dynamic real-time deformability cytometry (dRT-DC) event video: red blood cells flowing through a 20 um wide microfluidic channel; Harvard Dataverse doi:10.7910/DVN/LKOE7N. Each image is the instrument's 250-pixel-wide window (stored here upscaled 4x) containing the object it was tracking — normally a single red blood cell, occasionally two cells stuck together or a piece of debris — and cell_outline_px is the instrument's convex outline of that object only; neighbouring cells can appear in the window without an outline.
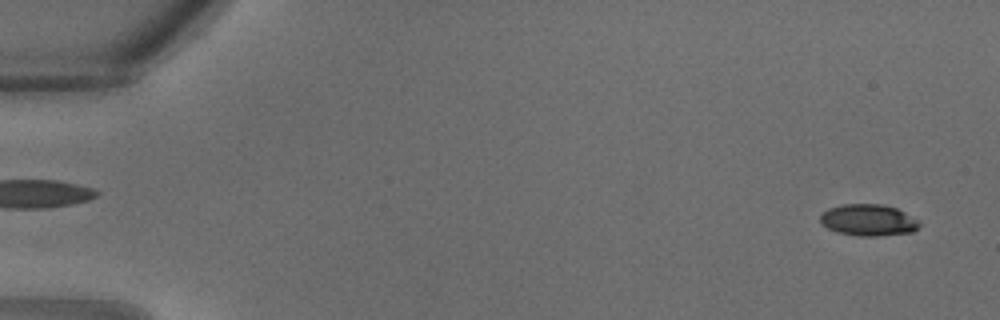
{"species": "common noctule bat (a hibernating species)", "species_latin": "Nyctalus noctula", "temperature_condition": "warm", "stored_images_in_passage": 32, "camera_frame_rate_fps": 3000, "um_per_image_px": 0.085, "animal": {"sex": "male", "body_mass_g": 18.8}, "frame": {"image": 1, "passage_image": 1, "time_ms": 0.0, "image_size_px": [1000, 320], "cell_outline_px": [[920, 224], [912, 232], [876, 236], [860, 236], [836, 232], [828, 228], [820, 220], [820, 216], [828, 208], [844, 204], [884, 204], [896, 208], [920, 220]], "centroid_in_image_um": [73.83, 18.7], "position_along_channel_um": 11.2, "area_um2": 18.15}}
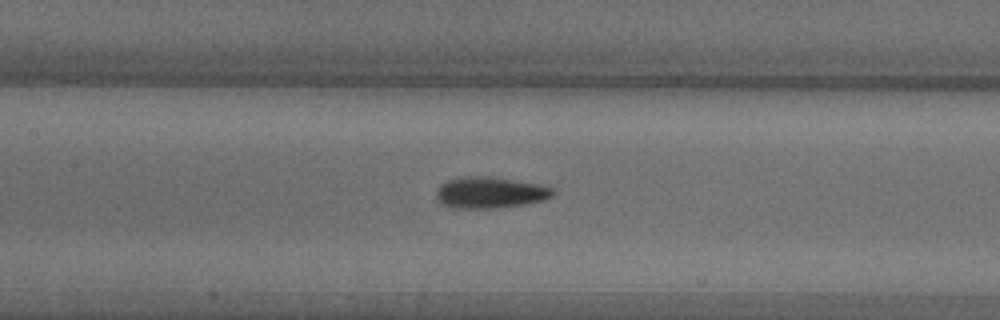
{"frame": {"image": 2, "passage_image": 15, "time_ms": 4.667, "image_size_px": [1000, 320], "cell_outline_px": [[552, 196], [544, 200], [524, 204], [496, 208], [456, 208], [440, 204], [436, 200], [436, 192], [440, 184], [448, 180], [460, 176], [488, 176], [548, 184], [552, 188]], "centroid_in_image_um": [41.66, 16.35], "position_along_channel_um": 165.7, "area_um2": 21.68}}
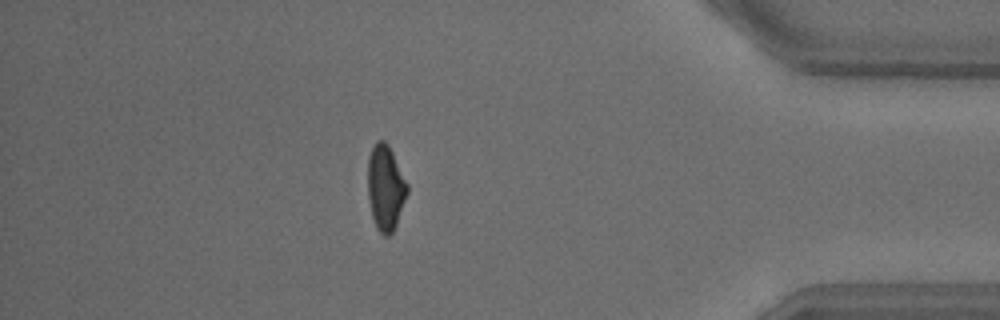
{"frame": {"image": 3, "passage_image": 28, "time_ms": 9.0, "image_size_px": [1000, 320], "cell_outline_px": [[408, 192], [396, 224], [392, 232], [388, 236], [384, 236], [376, 228], [372, 216], [368, 196], [368, 156], [376, 140], [384, 140], [388, 144], [408, 184]], "centroid_in_image_um": [32.76, 15.94], "position_along_channel_um": 402.4, "area_um2": 19.54}}